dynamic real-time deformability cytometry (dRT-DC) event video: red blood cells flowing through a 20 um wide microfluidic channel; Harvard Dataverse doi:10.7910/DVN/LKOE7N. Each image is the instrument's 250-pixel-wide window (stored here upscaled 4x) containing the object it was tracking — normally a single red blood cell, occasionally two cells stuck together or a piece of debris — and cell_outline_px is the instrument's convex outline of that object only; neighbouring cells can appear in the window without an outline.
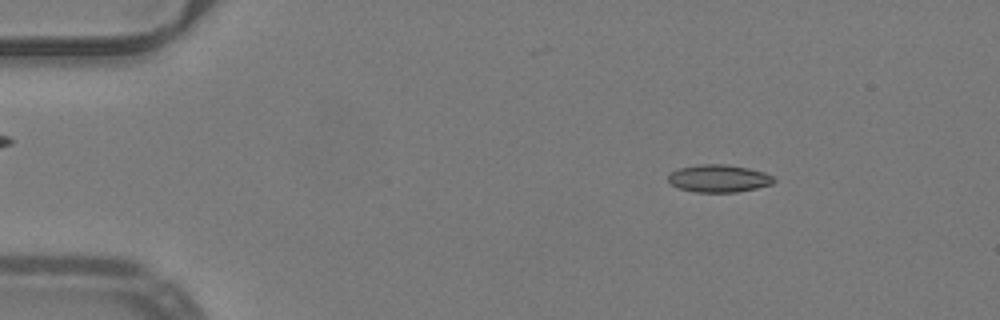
{"species": "common noctule bat (a hibernating species)", "species_latin": "Nyctalus noctula", "temperature_condition": "warm", "stored_images_in_passage": 46, "camera_frame_rate_fps": 3000, "um_per_image_px": 0.085, "animal": {"sex": "male", "body_mass_g": 19.2, "forearm_length_mm": 51.8}, "frame": {"image": 1, "passage_image": 2, "time_ms": 0.333, "image_size_px": [1000, 320], "cell_outline_px": [[776, 180], [772, 184], [756, 188], [736, 192], [696, 192], [680, 188], [672, 184], [668, 180], [668, 172], [676, 168], [700, 164], [724, 164], [748, 168], [764, 172], [772, 176]], "centroid_in_image_um": [61.07, 15.16], "position_along_channel_um": 23.9, "area_um2": 16.99}}
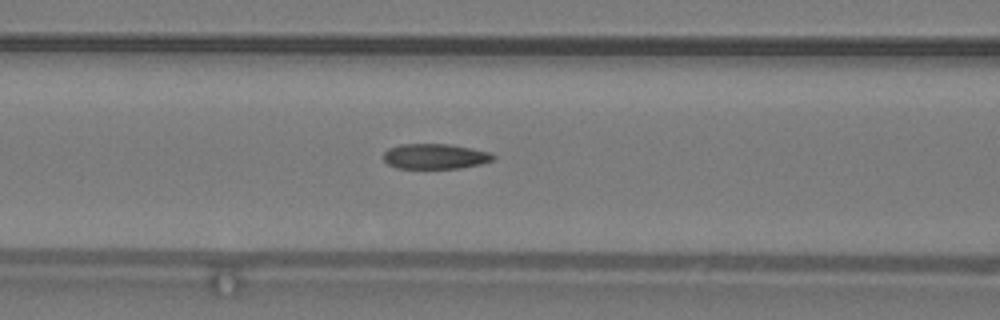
{"frame": {"image": 2, "passage_image": 16, "time_ms": 5.0, "image_size_px": [1000, 320], "cell_outline_px": [[496, 156], [492, 160], [480, 164], [460, 168], [396, 168], [388, 164], [384, 160], [384, 152], [388, 148], [400, 144], [448, 144], [472, 148], [492, 152]], "centroid_in_image_um": [36.99, 13.28], "position_along_channel_um": 129.6, "area_um2": 16.18}}
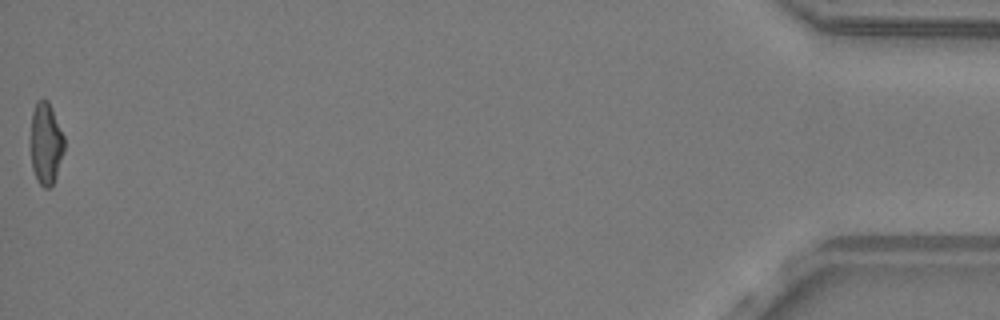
{"frame": {"image": 3, "passage_image": 46, "time_ms": 15.0, "image_size_px": [1000, 320], "cell_outline_px": [[64, 152], [56, 176], [52, 184], [48, 188], [44, 188], [36, 180], [32, 168], [28, 144], [32, 112], [36, 100], [44, 96], [48, 100], [64, 136]], "centroid_in_image_um": [3.85, 12.16], "position_along_channel_um": 431.4, "area_um2": 16.76}, "authors_computed_cell_mechanics": {"area_um2": 16.6753, "velocity_mm_per_s": 4.0265, "shape_relaxation_time_tau1_ms": null, "shape_relaxation_time_tau2_ms": 2.5715, "deformation_change_tau1": null, "deformation_change_tau2": 0.0976}}